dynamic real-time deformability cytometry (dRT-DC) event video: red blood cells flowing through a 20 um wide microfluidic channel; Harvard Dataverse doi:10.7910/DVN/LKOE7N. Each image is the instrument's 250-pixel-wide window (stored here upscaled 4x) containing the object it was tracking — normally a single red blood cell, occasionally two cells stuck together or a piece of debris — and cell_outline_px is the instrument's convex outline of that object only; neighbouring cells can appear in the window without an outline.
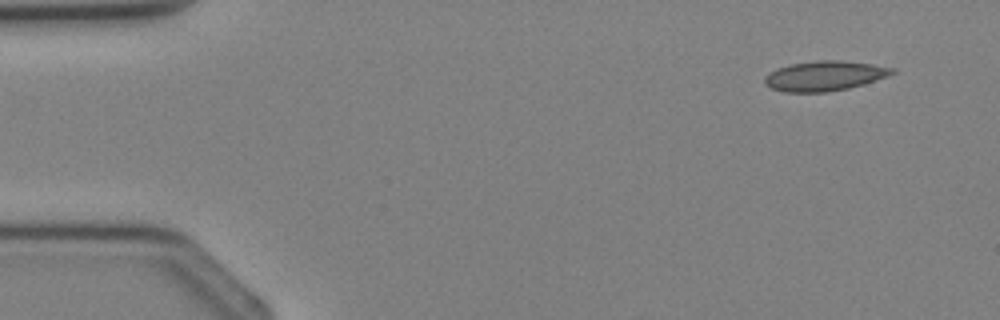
{"species": "Egyptian fruit bat (a non-hibernating species)", "species_latin": "Rousettus aegyptiacus", "temperature_condition": "cold", "stored_images_in_passage": 4, "segment_of_instrument_passage": [1, 2], "camera_frame_rate_fps": 3000, "um_per_image_px": 0.085, "animal": {"sex": "female"}, "frame": {"image": 1, "passage_image": 1, "time_ms": 0.0, "image_size_px": [1000, 320], "cell_outline_px": [[896, 72], [888, 76], [864, 84], [848, 88], [828, 92], [784, 92], [772, 88], [764, 84], [764, 76], [776, 68], [792, 64], [820, 60], [840, 60], [872, 64], [896, 68]], "centroid_in_image_um": [70.1, 6.45], "position_along_channel_um": 14.9, "area_um2": 22.25}}
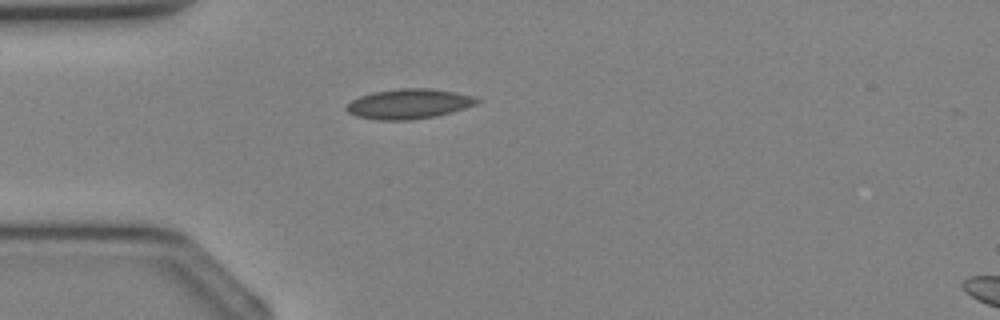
{"frame": {"image": 2, "passage_image": 3, "time_ms": 2.333, "image_size_px": [1000, 320], "cell_outline_px": [[484, 100], [476, 104], [452, 112], [436, 116], [408, 120], [376, 120], [356, 116], [348, 112], [344, 108], [352, 100], [360, 96], [372, 92], [400, 88], [432, 88], [456, 92], [472, 96]], "centroid_in_image_um": [34.76, 8.82], "position_along_channel_um": 50.2, "area_um2": 22.89}}